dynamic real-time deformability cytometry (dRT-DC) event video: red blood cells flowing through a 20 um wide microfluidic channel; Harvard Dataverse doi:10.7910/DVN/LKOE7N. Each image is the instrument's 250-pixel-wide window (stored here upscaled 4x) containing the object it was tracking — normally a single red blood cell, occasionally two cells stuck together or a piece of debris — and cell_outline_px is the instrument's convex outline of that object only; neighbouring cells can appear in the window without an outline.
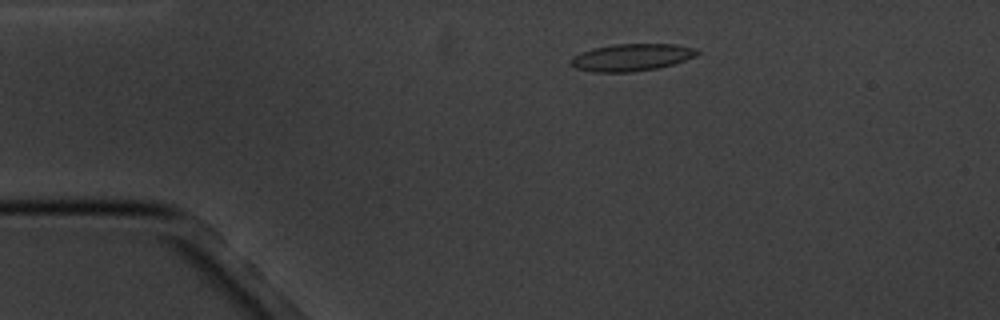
{"species": "common noctule bat (a hibernating species)", "species_latin": "Nyctalus noctula", "temperature_condition": "cold", "stored_images_in_passage": 11, "camera_frame_rate_fps": 3000, "um_per_image_px": 0.085, "animal": {"sex": "male", "body_mass_g": 20.1, "forearm_length_mm": 53.5}, "frame": {"image": 1, "passage_image": 2, "time_ms": 2.0, "image_size_px": [1000, 320], "cell_outline_px": [[700, 52], [696, 56], [672, 64], [656, 68], [632, 72], [592, 72], [576, 68], [572, 64], [572, 56], [580, 52], [592, 48], [612, 44], [676, 44], [696, 48]], "centroid_in_image_um": [53.68, 4.86], "position_along_channel_um": 31.3, "area_um2": 20.0}}
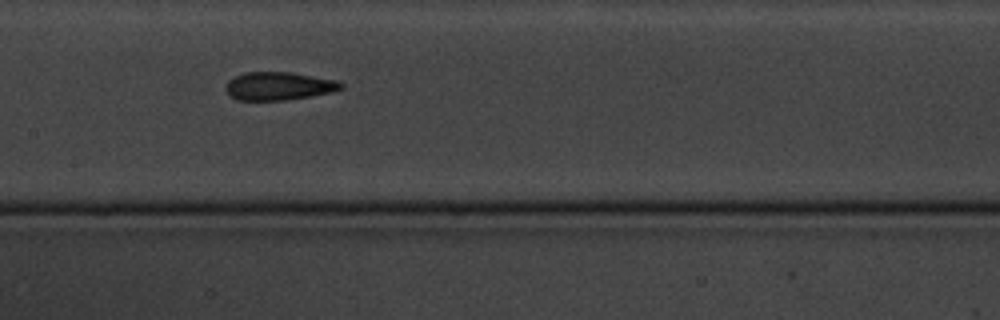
{"frame": {"image": 2, "passage_image": 7, "time_ms": 7.667, "image_size_px": [1000, 320], "cell_outline_px": [[344, 88], [332, 92], [284, 100], [236, 100], [228, 96], [224, 88], [228, 80], [244, 72], [292, 72], [336, 80], [344, 84]], "centroid_in_image_um": [23.66, 7.31], "position_along_channel_um": 183.7, "area_um2": 19.02}}
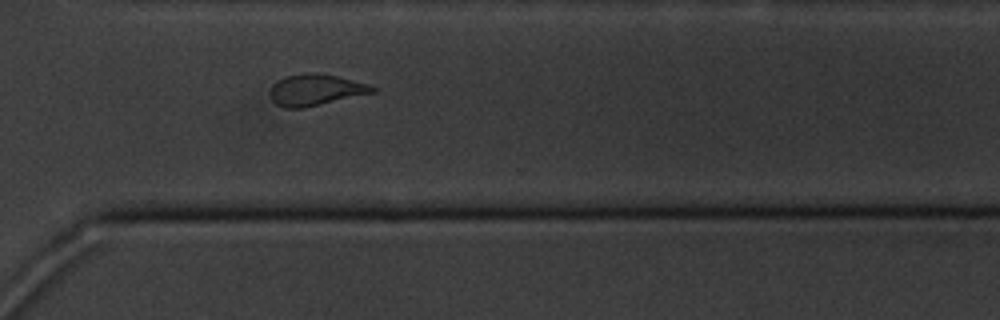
{"frame": {"image": 3, "passage_image": 11, "time_ms": 12.333, "image_size_px": [1000, 320], "cell_outline_px": [[376, 92], [304, 108], [284, 108], [276, 104], [272, 100], [268, 92], [272, 84], [276, 80], [288, 76], [308, 72], [312, 72], [336, 76], [368, 84], [376, 88]], "centroid_in_image_um": [26.78, 7.65], "position_along_channel_um": 343.8, "area_um2": 18.73}}